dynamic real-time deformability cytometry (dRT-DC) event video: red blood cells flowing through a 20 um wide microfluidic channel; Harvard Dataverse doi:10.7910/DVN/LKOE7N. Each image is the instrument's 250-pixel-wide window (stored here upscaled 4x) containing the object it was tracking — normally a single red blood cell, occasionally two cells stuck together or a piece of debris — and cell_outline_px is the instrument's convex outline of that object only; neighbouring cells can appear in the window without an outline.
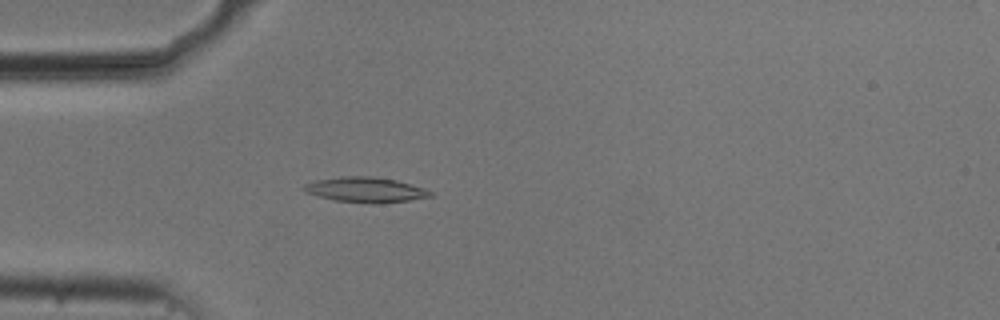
{"species": "common noctule bat (a hibernating species)", "species_latin": "Nyctalus noctula", "temperature_condition": "cold", "stored_images_in_passage": 46, "camera_frame_rate_fps": 3000, "um_per_image_px": 0.085, "animal": {"sex": "male", "body_mass_g": 20.5, "forearm_length_mm": 52.5}, "frame": {"image": 1, "passage_image": 8, "time_ms": 2.333, "image_size_px": [1000, 320], "cell_outline_px": [[432, 196], [408, 200], [376, 204], [372, 204], [336, 200], [304, 192], [300, 188], [316, 180], [344, 176], [372, 176], [396, 180], [424, 188], [432, 192]], "centroid_in_image_um": [31.07, 16.13], "position_along_channel_um": 53.9, "area_um2": 18.32}}
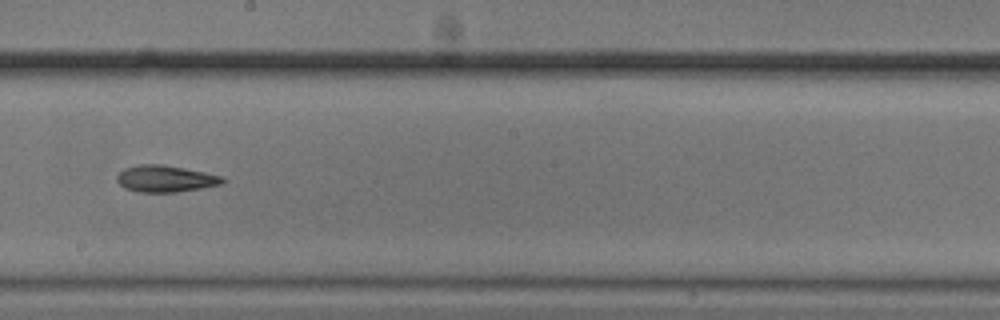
{"frame": {"image": 2, "passage_image": 23, "time_ms": 7.333, "image_size_px": [1000, 320], "cell_outline_px": [[228, 180], [220, 184], [200, 188], [176, 192], [136, 192], [124, 188], [116, 180], [116, 176], [124, 168], [140, 164], [160, 164], [184, 168], [224, 176]], "centroid_in_image_um": [14.05, 15.19], "position_along_channel_um": 234.1, "area_um2": 16.47}}
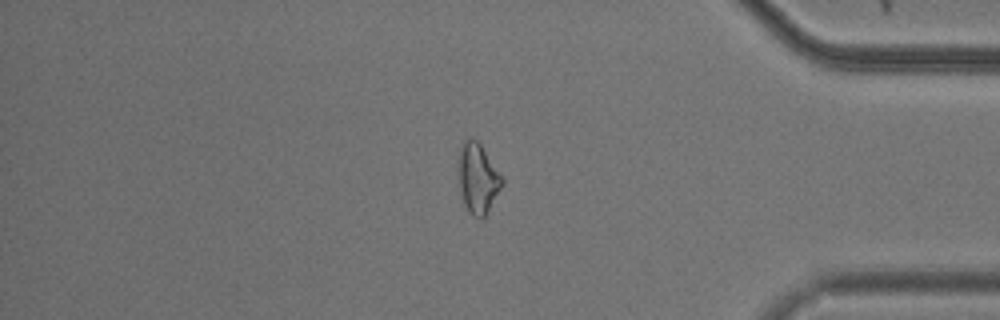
{"frame": {"image": 3, "passage_image": 38, "time_ms": 12.333, "image_size_px": [1000, 320], "cell_outline_px": [[504, 184], [484, 216], [480, 220], [472, 216], [468, 212], [464, 204], [460, 192], [456, 168], [456, 160], [460, 148], [464, 140], [472, 136], [480, 144], [504, 176]], "centroid_in_image_um": [40.58, 15.13], "position_along_channel_um": 394.6, "area_um2": 18.5}, "authors_computed_cell_mechanics": {"area_um2": 16.8776, "velocity_mm_per_s": 3.7362, "shape_relaxation_time_tau1_ms": 4.4341, "shape_relaxation_time_tau2_ms": null, "deformation_change_tau1": 0.1533, "deformation_change_tau2": null}}